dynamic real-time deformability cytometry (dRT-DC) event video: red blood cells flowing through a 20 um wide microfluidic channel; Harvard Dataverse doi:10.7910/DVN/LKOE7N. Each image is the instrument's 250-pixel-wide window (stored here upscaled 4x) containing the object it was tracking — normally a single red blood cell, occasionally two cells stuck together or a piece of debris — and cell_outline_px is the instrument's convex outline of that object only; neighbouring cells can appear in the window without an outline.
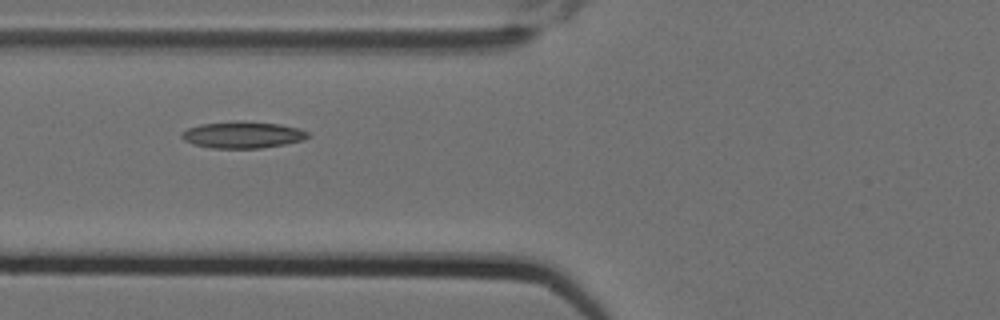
{"species": "Egyptian fruit bat (a non-hibernating species)", "species_latin": "Rousettus aegyptiacus", "temperature_condition": "cold", "stored_images_in_passage": 8, "camera_frame_rate_fps": 3000, "um_per_image_px": 0.085, "animal": {"sex": "female"}, "frame": {"image": 1, "passage_image": 8, "time_ms": 2.333, "image_size_px": [1000, 320], "cell_outline_px": [[308, 136], [304, 140], [284, 144], [260, 148], [212, 148], [192, 144], [184, 140], [180, 136], [180, 132], [188, 128], [200, 124], [244, 120], [280, 124], [300, 128], [308, 132]], "centroid_in_image_um": [20.61, 11.45], "position_along_channel_um": 105.2, "area_um2": 19.77}}